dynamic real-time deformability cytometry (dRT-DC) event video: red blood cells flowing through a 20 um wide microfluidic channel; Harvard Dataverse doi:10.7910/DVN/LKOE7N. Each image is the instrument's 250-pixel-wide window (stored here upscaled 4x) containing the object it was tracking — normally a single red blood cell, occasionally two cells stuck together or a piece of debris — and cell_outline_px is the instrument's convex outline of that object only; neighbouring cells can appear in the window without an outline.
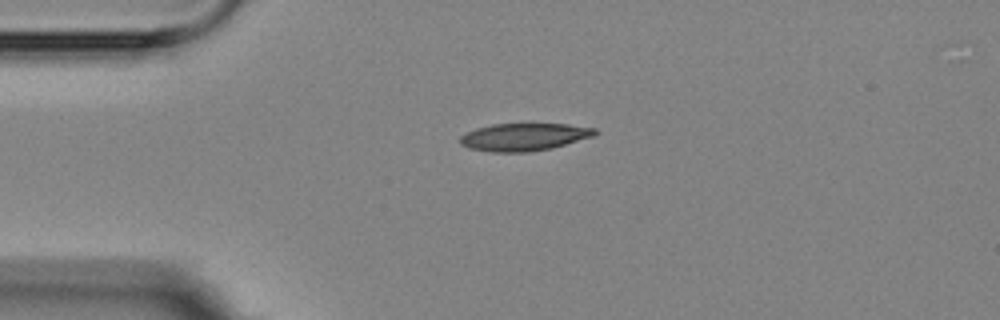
{"species": "Egyptian fruit bat (a non-hibernating species)", "species_latin": "Rousettus aegyptiacus", "temperature_condition": "room temperature", "stored_images_in_passage": 2, "camera_frame_rate_fps": 3000, "um_per_image_px": 0.085, "animal": {"sex": "female"}, "frame": {"image": 1, "passage_image": 1, "time_ms": 0.0, "image_size_px": [1000, 320], "cell_outline_px": [[596, 136], [552, 148], [528, 152], [492, 152], [468, 148], [460, 144], [460, 136], [476, 128], [492, 124], [568, 124], [596, 128]], "centroid_in_image_um": [44.56, 11.64], "position_along_channel_um": 40.4, "area_um2": 21.73}}